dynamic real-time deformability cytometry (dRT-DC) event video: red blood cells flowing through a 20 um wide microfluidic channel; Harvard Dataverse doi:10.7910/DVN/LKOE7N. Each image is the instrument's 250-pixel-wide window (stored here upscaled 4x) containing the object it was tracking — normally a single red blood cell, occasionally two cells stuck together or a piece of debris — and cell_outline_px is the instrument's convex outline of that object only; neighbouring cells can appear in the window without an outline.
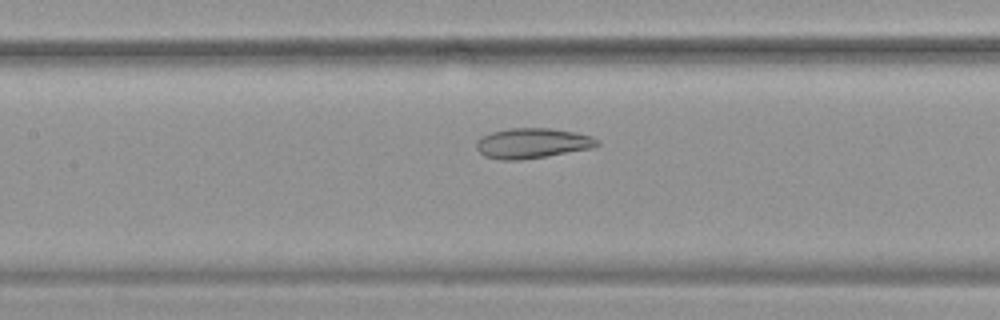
{"species": "common noctule bat (a hibernating species)", "species_latin": "Nyctalus noctula", "temperature_condition": "warm", "stored_images_in_passage": 54, "camera_frame_rate_fps": 3000, "um_per_image_px": 0.085, "animal": {"sex": "female", "body_mass_g": 19.9}, "frame": {"image": 1, "passage_image": 26, "time_ms": 8.333, "image_size_px": [1000, 320], "cell_outline_px": [[600, 144], [592, 148], [520, 160], [500, 160], [484, 156], [476, 148], [476, 140], [492, 132], [508, 128], [548, 128], [572, 132], [592, 136], [600, 140]], "centroid_in_image_um": [45.23, 12.17], "position_along_channel_um": 162.2, "area_um2": 21.1}}
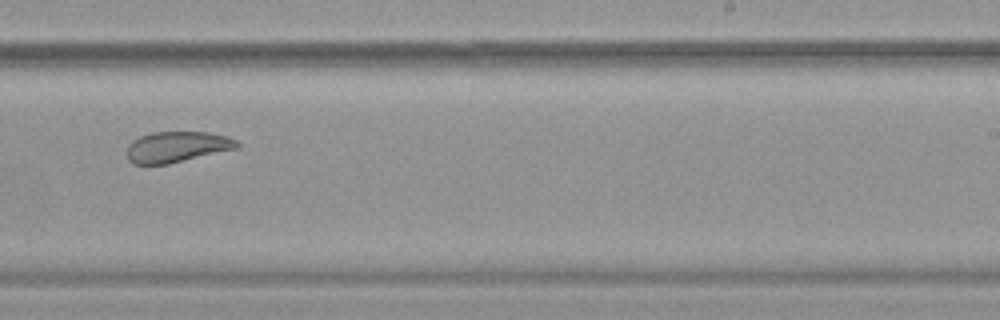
{"frame": {"image": 2, "passage_image": 35, "time_ms": 11.333, "image_size_px": [1000, 320], "cell_outline_px": [[240, 148], [168, 164], [132, 164], [128, 160], [128, 144], [132, 140], [140, 136], [152, 132], [208, 132], [228, 136], [236, 140], [240, 144]], "centroid_in_image_um": [15.07, 12.48], "position_along_channel_um": 273.9, "area_um2": 19.94}}
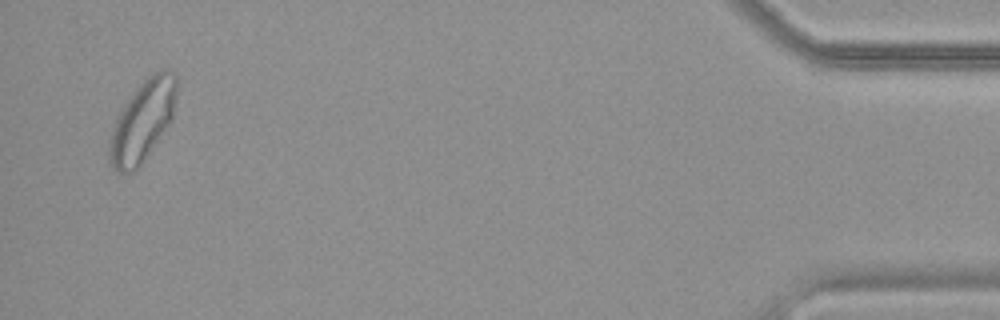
{"frame": {"image": 3, "passage_image": 53, "time_ms": 17.333, "image_size_px": [1000, 320], "cell_outline_px": [[176, 100], [172, 116], [168, 124], [144, 160], [132, 172], [116, 172], [112, 168], [108, 156], [108, 144], [116, 120], [120, 112], [128, 100], [140, 84], [148, 76], [160, 68], [164, 68], [176, 72]], "centroid_in_image_um": [12.12, 10.26], "position_along_channel_um": 423.1, "area_um2": 31.1}, "authors_computed_cell_mechanics": {"area_um2": 27.1371, "velocity_mm_per_s": 3.7625, "shape_relaxation_time_tau1_ms": null, "shape_relaxation_time_tau2_ms": 2.4061, "deformation_change_tau1": null, "deformation_change_tau2": 0.0899}}